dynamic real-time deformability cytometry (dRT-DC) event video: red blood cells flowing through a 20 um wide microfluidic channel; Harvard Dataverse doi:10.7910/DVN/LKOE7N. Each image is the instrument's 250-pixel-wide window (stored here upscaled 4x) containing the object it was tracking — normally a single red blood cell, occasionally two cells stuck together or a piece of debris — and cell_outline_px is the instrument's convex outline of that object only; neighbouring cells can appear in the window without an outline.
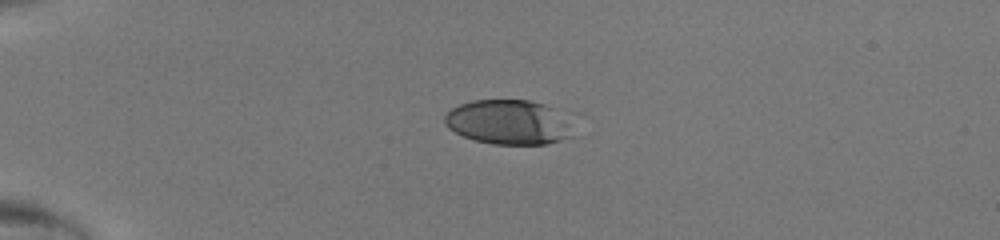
{"species": "human", "species_latin": "Homo sapiens", "temperature_condition": "room temperature", "stored_images_in_passage": 36, "camera_frame_rate_fps": 3000, "um_per_image_px": 0.085, "donor": {"sex": "male"}, "frame": {"image": 1, "passage_image": 1, "time_ms": 0.0, "image_size_px": [1000, 240], "cell_outline_px": [[572, 136], [560, 140], [544, 144], [492, 144], [476, 140], [464, 136], [448, 128], [444, 124], [444, 116], [452, 108], [460, 104], [472, 100], [532, 100], [544, 104], [552, 108], [564, 124]], "centroid_in_image_um": [43.08, 10.38], "position_along_channel_um": 41.9, "area_um2": 32.43}}
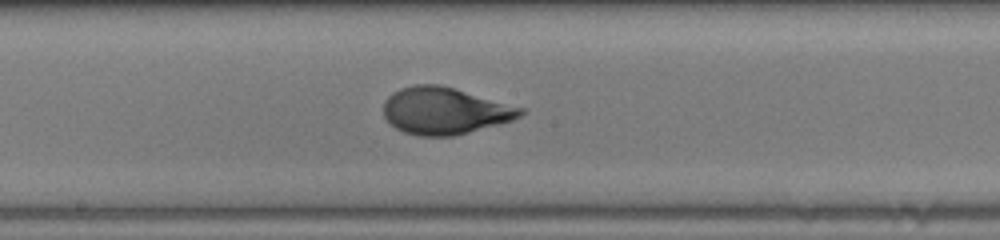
{"frame": {"image": 2, "passage_image": 16, "time_ms": 5.0, "image_size_px": [1000, 240], "cell_outline_px": [[524, 112], [520, 116], [512, 120], [468, 132], [452, 136], [416, 136], [404, 132], [396, 128], [384, 116], [384, 100], [392, 92], [400, 88], [416, 84], [440, 84], [524, 108]], "centroid_in_image_um": [37.77, 9.41], "position_along_channel_um": 210.4, "area_um2": 37.22}}
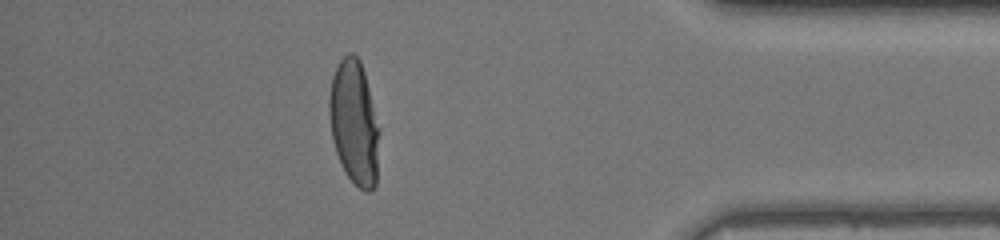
{"frame": {"image": 3, "passage_image": 31, "time_ms": 10.0, "image_size_px": [1000, 240], "cell_outline_px": [[380, 128], [376, 184], [368, 192], [364, 192], [344, 172], [340, 164], [332, 140], [328, 108], [328, 100], [332, 76], [340, 60], [348, 52], [352, 52], [360, 60], [364, 72]], "centroid_in_image_um": [30.1, 10.43], "position_along_channel_um": 405.1, "area_um2": 36.53}}